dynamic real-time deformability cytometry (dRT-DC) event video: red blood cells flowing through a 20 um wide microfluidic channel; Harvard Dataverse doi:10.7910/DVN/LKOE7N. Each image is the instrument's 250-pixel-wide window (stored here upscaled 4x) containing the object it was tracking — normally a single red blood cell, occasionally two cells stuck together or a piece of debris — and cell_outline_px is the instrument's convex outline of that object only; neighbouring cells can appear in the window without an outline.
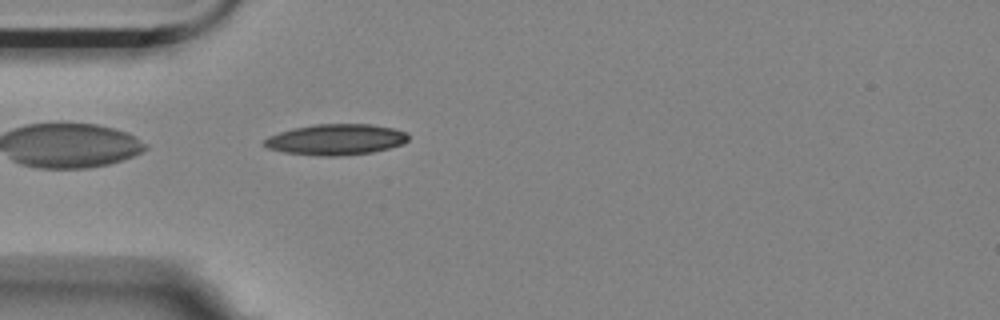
{"species": "Egyptian fruit bat (a non-hibernating species)", "species_latin": "Rousettus aegyptiacus", "temperature_condition": "room temperature", "stored_images_in_passage": 41, "camera_frame_rate_fps": 3000, "um_per_image_px": 0.085, "animal": {"sex": "female"}, "frame": {"image": 1, "passage_image": 1, "time_ms": 0.0, "image_size_px": [1000, 320], "cell_outline_px": [[408, 140], [404, 144], [372, 152], [336, 156], [320, 156], [284, 152], [268, 148], [260, 144], [268, 136], [292, 128], [316, 124], [372, 124], [392, 128], [404, 132], [408, 136]], "centroid_in_image_um": [28.52, 11.86], "position_along_channel_um": 56.5, "area_um2": 25.89}}
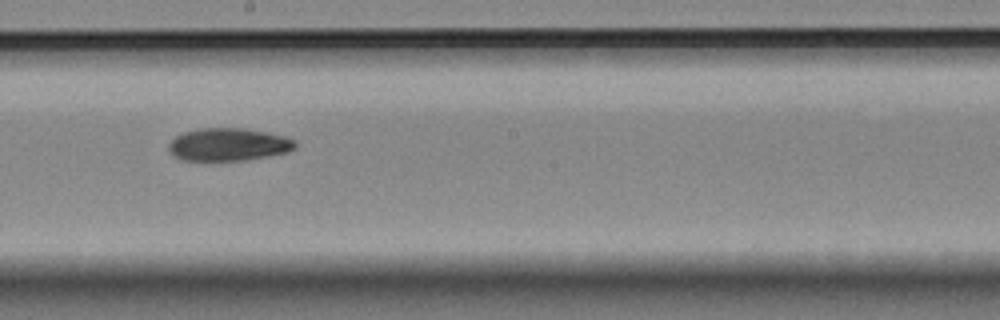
{"frame": {"image": 2, "passage_image": 16, "time_ms": 5.0, "image_size_px": [1000, 320], "cell_outline_px": [[296, 148], [288, 152], [248, 160], [184, 160], [172, 156], [168, 148], [168, 144], [176, 136], [184, 132], [200, 128], [244, 128], [284, 136], [296, 140]], "centroid_in_image_um": [19.42, 12.28], "position_along_channel_um": 228.8, "area_um2": 24.16}}
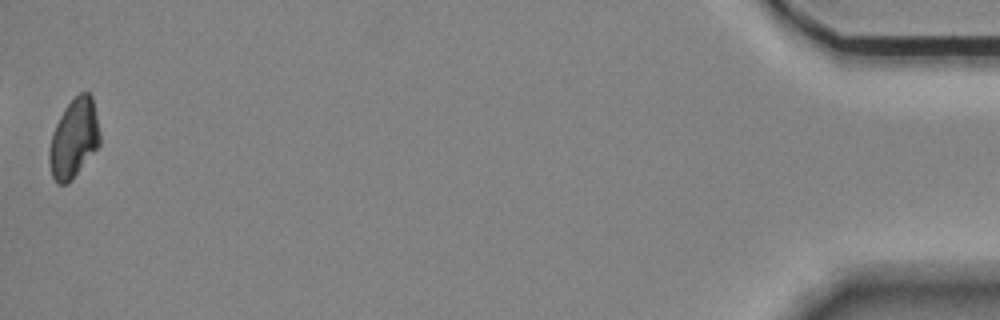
{"frame": {"image": 3, "passage_image": 41, "time_ms": 13.333, "image_size_px": [1000, 320], "cell_outline_px": [[100, 144], [72, 180], [64, 184], [56, 184], [52, 176], [48, 160], [48, 148], [52, 132], [64, 108], [80, 92], [88, 92], [92, 96], [100, 132]], "centroid_in_image_um": [6.26, 11.78], "position_along_channel_um": 428.9, "area_um2": 23.35}}